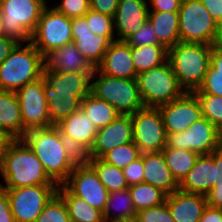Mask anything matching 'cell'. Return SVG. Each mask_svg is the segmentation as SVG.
<instances>
[{"instance_id":"27","label":"cell","mask_w":222,"mask_h":222,"mask_svg":"<svg viewBox=\"0 0 222 222\" xmlns=\"http://www.w3.org/2000/svg\"><path fill=\"white\" fill-rule=\"evenodd\" d=\"M44 94L51 124L56 125L64 118L78 111L81 101L72 93L57 92L44 82Z\"/></svg>"},{"instance_id":"57","label":"cell","mask_w":222,"mask_h":222,"mask_svg":"<svg viewBox=\"0 0 222 222\" xmlns=\"http://www.w3.org/2000/svg\"><path fill=\"white\" fill-rule=\"evenodd\" d=\"M218 26L221 28L222 30V16L221 18L217 21Z\"/></svg>"},{"instance_id":"5","label":"cell","mask_w":222,"mask_h":222,"mask_svg":"<svg viewBox=\"0 0 222 222\" xmlns=\"http://www.w3.org/2000/svg\"><path fill=\"white\" fill-rule=\"evenodd\" d=\"M91 93L108 102L121 115H132L144 107L136 79L111 77L94 68Z\"/></svg>"},{"instance_id":"45","label":"cell","mask_w":222,"mask_h":222,"mask_svg":"<svg viewBox=\"0 0 222 222\" xmlns=\"http://www.w3.org/2000/svg\"><path fill=\"white\" fill-rule=\"evenodd\" d=\"M205 77H222V46L219 43L212 45L210 65Z\"/></svg>"},{"instance_id":"6","label":"cell","mask_w":222,"mask_h":222,"mask_svg":"<svg viewBox=\"0 0 222 222\" xmlns=\"http://www.w3.org/2000/svg\"><path fill=\"white\" fill-rule=\"evenodd\" d=\"M47 0H0V18L7 37L30 42Z\"/></svg>"},{"instance_id":"15","label":"cell","mask_w":222,"mask_h":222,"mask_svg":"<svg viewBox=\"0 0 222 222\" xmlns=\"http://www.w3.org/2000/svg\"><path fill=\"white\" fill-rule=\"evenodd\" d=\"M167 135L184 132L192 123L202 117L201 107L193 92L158 107Z\"/></svg>"},{"instance_id":"7","label":"cell","mask_w":222,"mask_h":222,"mask_svg":"<svg viewBox=\"0 0 222 222\" xmlns=\"http://www.w3.org/2000/svg\"><path fill=\"white\" fill-rule=\"evenodd\" d=\"M178 15L180 42H219L222 30L200 0H182Z\"/></svg>"},{"instance_id":"16","label":"cell","mask_w":222,"mask_h":222,"mask_svg":"<svg viewBox=\"0 0 222 222\" xmlns=\"http://www.w3.org/2000/svg\"><path fill=\"white\" fill-rule=\"evenodd\" d=\"M73 44L93 68L102 61L103 56L115 36H98L92 33L85 17L71 19Z\"/></svg>"},{"instance_id":"42","label":"cell","mask_w":222,"mask_h":222,"mask_svg":"<svg viewBox=\"0 0 222 222\" xmlns=\"http://www.w3.org/2000/svg\"><path fill=\"white\" fill-rule=\"evenodd\" d=\"M135 219L138 222H175L166 202L138 211Z\"/></svg>"},{"instance_id":"44","label":"cell","mask_w":222,"mask_h":222,"mask_svg":"<svg viewBox=\"0 0 222 222\" xmlns=\"http://www.w3.org/2000/svg\"><path fill=\"white\" fill-rule=\"evenodd\" d=\"M143 169L144 166H143L142 154L138 159L134 160L128 166L122 169L128 186L143 183V178H144Z\"/></svg>"},{"instance_id":"9","label":"cell","mask_w":222,"mask_h":222,"mask_svg":"<svg viewBox=\"0 0 222 222\" xmlns=\"http://www.w3.org/2000/svg\"><path fill=\"white\" fill-rule=\"evenodd\" d=\"M71 18L47 5L40 16L30 42L44 56L52 49L73 42Z\"/></svg>"},{"instance_id":"49","label":"cell","mask_w":222,"mask_h":222,"mask_svg":"<svg viewBox=\"0 0 222 222\" xmlns=\"http://www.w3.org/2000/svg\"><path fill=\"white\" fill-rule=\"evenodd\" d=\"M0 222H15L5 190L0 188Z\"/></svg>"},{"instance_id":"33","label":"cell","mask_w":222,"mask_h":222,"mask_svg":"<svg viewBox=\"0 0 222 222\" xmlns=\"http://www.w3.org/2000/svg\"><path fill=\"white\" fill-rule=\"evenodd\" d=\"M166 165L178 183L187 175L194 166L200 154L186 149H173L165 146L161 151Z\"/></svg>"},{"instance_id":"59","label":"cell","mask_w":222,"mask_h":222,"mask_svg":"<svg viewBox=\"0 0 222 222\" xmlns=\"http://www.w3.org/2000/svg\"><path fill=\"white\" fill-rule=\"evenodd\" d=\"M218 43L222 46V35L220 36V40Z\"/></svg>"},{"instance_id":"50","label":"cell","mask_w":222,"mask_h":222,"mask_svg":"<svg viewBox=\"0 0 222 222\" xmlns=\"http://www.w3.org/2000/svg\"><path fill=\"white\" fill-rule=\"evenodd\" d=\"M214 159V180L213 187L222 185V145L213 151Z\"/></svg>"},{"instance_id":"48","label":"cell","mask_w":222,"mask_h":222,"mask_svg":"<svg viewBox=\"0 0 222 222\" xmlns=\"http://www.w3.org/2000/svg\"><path fill=\"white\" fill-rule=\"evenodd\" d=\"M119 0H90V9L114 17Z\"/></svg>"},{"instance_id":"31","label":"cell","mask_w":222,"mask_h":222,"mask_svg":"<svg viewBox=\"0 0 222 222\" xmlns=\"http://www.w3.org/2000/svg\"><path fill=\"white\" fill-rule=\"evenodd\" d=\"M131 58L139 74L165 63L168 59V49L162 44L131 46Z\"/></svg>"},{"instance_id":"34","label":"cell","mask_w":222,"mask_h":222,"mask_svg":"<svg viewBox=\"0 0 222 222\" xmlns=\"http://www.w3.org/2000/svg\"><path fill=\"white\" fill-rule=\"evenodd\" d=\"M136 213L163 204L167 194L161 189L147 183L134 184L128 187Z\"/></svg>"},{"instance_id":"35","label":"cell","mask_w":222,"mask_h":222,"mask_svg":"<svg viewBox=\"0 0 222 222\" xmlns=\"http://www.w3.org/2000/svg\"><path fill=\"white\" fill-rule=\"evenodd\" d=\"M90 165L95 169L99 180L109 193L129 187L121 168L108 164L101 158H92Z\"/></svg>"},{"instance_id":"12","label":"cell","mask_w":222,"mask_h":222,"mask_svg":"<svg viewBox=\"0 0 222 222\" xmlns=\"http://www.w3.org/2000/svg\"><path fill=\"white\" fill-rule=\"evenodd\" d=\"M221 145L222 132L205 117H200L184 132L167 135L166 143L167 147L191 150L200 155L210 154Z\"/></svg>"},{"instance_id":"3","label":"cell","mask_w":222,"mask_h":222,"mask_svg":"<svg viewBox=\"0 0 222 222\" xmlns=\"http://www.w3.org/2000/svg\"><path fill=\"white\" fill-rule=\"evenodd\" d=\"M212 45L179 42L168 49V61L185 92L197 90L203 83Z\"/></svg>"},{"instance_id":"47","label":"cell","mask_w":222,"mask_h":222,"mask_svg":"<svg viewBox=\"0 0 222 222\" xmlns=\"http://www.w3.org/2000/svg\"><path fill=\"white\" fill-rule=\"evenodd\" d=\"M149 11L178 12L182 0H147Z\"/></svg>"},{"instance_id":"51","label":"cell","mask_w":222,"mask_h":222,"mask_svg":"<svg viewBox=\"0 0 222 222\" xmlns=\"http://www.w3.org/2000/svg\"><path fill=\"white\" fill-rule=\"evenodd\" d=\"M18 43L15 39L6 35L0 36V64L8 57Z\"/></svg>"},{"instance_id":"41","label":"cell","mask_w":222,"mask_h":222,"mask_svg":"<svg viewBox=\"0 0 222 222\" xmlns=\"http://www.w3.org/2000/svg\"><path fill=\"white\" fill-rule=\"evenodd\" d=\"M53 8L71 19L84 17L90 10V0H60Z\"/></svg>"},{"instance_id":"20","label":"cell","mask_w":222,"mask_h":222,"mask_svg":"<svg viewBox=\"0 0 222 222\" xmlns=\"http://www.w3.org/2000/svg\"><path fill=\"white\" fill-rule=\"evenodd\" d=\"M165 202L175 222H199L208 206L205 195L179 189L167 195Z\"/></svg>"},{"instance_id":"53","label":"cell","mask_w":222,"mask_h":222,"mask_svg":"<svg viewBox=\"0 0 222 222\" xmlns=\"http://www.w3.org/2000/svg\"><path fill=\"white\" fill-rule=\"evenodd\" d=\"M211 16L218 21L222 16V0H200Z\"/></svg>"},{"instance_id":"13","label":"cell","mask_w":222,"mask_h":222,"mask_svg":"<svg viewBox=\"0 0 222 222\" xmlns=\"http://www.w3.org/2000/svg\"><path fill=\"white\" fill-rule=\"evenodd\" d=\"M23 122V137L34 128L52 127L44 94V79L27 83L16 92Z\"/></svg>"},{"instance_id":"22","label":"cell","mask_w":222,"mask_h":222,"mask_svg":"<svg viewBox=\"0 0 222 222\" xmlns=\"http://www.w3.org/2000/svg\"><path fill=\"white\" fill-rule=\"evenodd\" d=\"M93 72H53L43 68L44 82L57 92L72 93L80 101L91 93Z\"/></svg>"},{"instance_id":"17","label":"cell","mask_w":222,"mask_h":222,"mask_svg":"<svg viewBox=\"0 0 222 222\" xmlns=\"http://www.w3.org/2000/svg\"><path fill=\"white\" fill-rule=\"evenodd\" d=\"M133 142L131 115H119L105 127L99 128L90 150L92 158H101L113 148Z\"/></svg>"},{"instance_id":"38","label":"cell","mask_w":222,"mask_h":222,"mask_svg":"<svg viewBox=\"0 0 222 222\" xmlns=\"http://www.w3.org/2000/svg\"><path fill=\"white\" fill-rule=\"evenodd\" d=\"M60 139L70 163L74 166H86L91 162L90 149L74 138L60 131Z\"/></svg>"},{"instance_id":"32","label":"cell","mask_w":222,"mask_h":222,"mask_svg":"<svg viewBox=\"0 0 222 222\" xmlns=\"http://www.w3.org/2000/svg\"><path fill=\"white\" fill-rule=\"evenodd\" d=\"M80 109L87 114L97 129L107 126L120 115L112 105L92 93L81 100Z\"/></svg>"},{"instance_id":"52","label":"cell","mask_w":222,"mask_h":222,"mask_svg":"<svg viewBox=\"0 0 222 222\" xmlns=\"http://www.w3.org/2000/svg\"><path fill=\"white\" fill-rule=\"evenodd\" d=\"M205 196L208 206L222 209V185L212 187Z\"/></svg>"},{"instance_id":"14","label":"cell","mask_w":222,"mask_h":222,"mask_svg":"<svg viewBox=\"0 0 222 222\" xmlns=\"http://www.w3.org/2000/svg\"><path fill=\"white\" fill-rule=\"evenodd\" d=\"M63 185L73 195L83 199L92 207L104 211L109 192L90 164L74 167Z\"/></svg>"},{"instance_id":"29","label":"cell","mask_w":222,"mask_h":222,"mask_svg":"<svg viewBox=\"0 0 222 222\" xmlns=\"http://www.w3.org/2000/svg\"><path fill=\"white\" fill-rule=\"evenodd\" d=\"M57 194L63 199L71 222H105L101 210L73 195L63 184L58 185Z\"/></svg>"},{"instance_id":"18","label":"cell","mask_w":222,"mask_h":222,"mask_svg":"<svg viewBox=\"0 0 222 222\" xmlns=\"http://www.w3.org/2000/svg\"><path fill=\"white\" fill-rule=\"evenodd\" d=\"M147 0H119L113 17L115 37L125 41L148 20Z\"/></svg>"},{"instance_id":"24","label":"cell","mask_w":222,"mask_h":222,"mask_svg":"<svg viewBox=\"0 0 222 222\" xmlns=\"http://www.w3.org/2000/svg\"><path fill=\"white\" fill-rule=\"evenodd\" d=\"M214 159L213 152L199 155L194 166L179 183V190L206 195L213 187Z\"/></svg>"},{"instance_id":"43","label":"cell","mask_w":222,"mask_h":222,"mask_svg":"<svg viewBox=\"0 0 222 222\" xmlns=\"http://www.w3.org/2000/svg\"><path fill=\"white\" fill-rule=\"evenodd\" d=\"M125 41L130 46H148L160 44L158 42L155 30L148 20L135 33L131 34Z\"/></svg>"},{"instance_id":"36","label":"cell","mask_w":222,"mask_h":222,"mask_svg":"<svg viewBox=\"0 0 222 222\" xmlns=\"http://www.w3.org/2000/svg\"><path fill=\"white\" fill-rule=\"evenodd\" d=\"M193 93L199 101L202 117L208 119L222 132V96L201 94L198 90Z\"/></svg>"},{"instance_id":"23","label":"cell","mask_w":222,"mask_h":222,"mask_svg":"<svg viewBox=\"0 0 222 222\" xmlns=\"http://www.w3.org/2000/svg\"><path fill=\"white\" fill-rule=\"evenodd\" d=\"M143 182L164 191L167 195L179 189V183L166 165L162 152L143 153Z\"/></svg>"},{"instance_id":"46","label":"cell","mask_w":222,"mask_h":222,"mask_svg":"<svg viewBox=\"0 0 222 222\" xmlns=\"http://www.w3.org/2000/svg\"><path fill=\"white\" fill-rule=\"evenodd\" d=\"M197 90L201 94L222 96V77H205Z\"/></svg>"},{"instance_id":"55","label":"cell","mask_w":222,"mask_h":222,"mask_svg":"<svg viewBox=\"0 0 222 222\" xmlns=\"http://www.w3.org/2000/svg\"><path fill=\"white\" fill-rule=\"evenodd\" d=\"M199 222H222V209L207 206Z\"/></svg>"},{"instance_id":"2","label":"cell","mask_w":222,"mask_h":222,"mask_svg":"<svg viewBox=\"0 0 222 222\" xmlns=\"http://www.w3.org/2000/svg\"><path fill=\"white\" fill-rule=\"evenodd\" d=\"M42 163L47 175L57 184H63L74 169L60 139V130L48 128L28 130L22 138Z\"/></svg>"},{"instance_id":"11","label":"cell","mask_w":222,"mask_h":222,"mask_svg":"<svg viewBox=\"0 0 222 222\" xmlns=\"http://www.w3.org/2000/svg\"><path fill=\"white\" fill-rule=\"evenodd\" d=\"M133 142L143 153L161 152L167 143V133L158 108L143 107L131 115Z\"/></svg>"},{"instance_id":"19","label":"cell","mask_w":222,"mask_h":222,"mask_svg":"<svg viewBox=\"0 0 222 222\" xmlns=\"http://www.w3.org/2000/svg\"><path fill=\"white\" fill-rule=\"evenodd\" d=\"M131 58V46L126 41H112L96 69L105 75L136 79L137 72Z\"/></svg>"},{"instance_id":"30","label":"cell","mask_w":222,"mask_h":222,"mask_svg":"<svg viewBox=\"0 0 222 222\" xmlns=\"http://www.w3.org/2000/svg\"><path fill=\"white\" fill-rule=\"evenodd\" d=\"M136 218V211L127 189L109 193L106 207L103 211L105 222H120Z\"/></svg>"},{"instance_id":"56","label":"cell","mask_w":222,"mask_h":222,"mask_svg":"<svg viewBox=\"0 0 222 222\" xmlns=\"http://www.w3.org/2000/svg\"><path fill=\"white\" fill-rule=\"evenodd\" d=\"M3 35H5V33L3 31L2 21H1V18H0V36H3Z\"/></svg>"},{"instance_id":"39","label":"cell","mask_w":222,"mask_h":222,"mask_svg":"<svg viewBox=\"0 0 222 222\" xmlns=\"http://www.w3.org/2000/svg\"><path fill=\"white\" fill-rule=\"evenodd\" d=\"M35 222H71L67 207L57 193L45 205Z\"/></svg>"},{"instance_id":"54","label":"cell","mask_w":222,"mask_h":222,"mask_svg":"<svg viewBox=\"0 0 222 222\" xmlns=\"http://www.w3.org/2000/svg\"><path fill=\"white\" fill-rule=\"evenodd\" d=\"M15 138L7 132L0 131V167Z\"/></svg>"},{"instance_id":"1","label":"cell","mask_w":222,"mask_h":222,"mask_svg":"<svg viewBox=\"0 0 222 222\" xmlns=\"http://www.w3.org/2000/svg\"><path fill=\"white\" fill-rule=\"evenodd\" d=\"M3 179H2V178ZM1 189L56 184L45 172L36 154L23 139H15L0 167Z\"/></svg>"},{"instance_id":"10","label":"cell","mask_w":222,"mask_h":222,"mask_svg":"<svg viewBox=\"0 0 222 222\" xmlns=\"http://www.w3.org/2000/svg\"><path fill=\"white\" fill-rule=\"evenodd\" d=\"M57 184L26 186L6 191L15 222H35L57 193Z\"/></svg>"},{"instance_id":"28","label":"cell","mask_w":222,"mask_h":222,"mask_svg":"<svg viewBox=\"0 0 222 222\" xmlns=\"http://www.w3.org/2000/svg\"><path fill=\"white\" fill-rule=\"evenodd\" d=\"M148 21L155 30L158 42L167 49L180 42L178 12L149 11Z\"/></svg>"},{"instance_id":"8","label":"cell","mask_w":222,"mask_h":222,"mask_svg":"<svg viewBox=\"0 0 222 222\" xmlns=\"http://www.w3.org/2000/svg\"><path fill=\"white\" fill-rule=\"evenodd\" d=\"M136 81L144 107L158 108L185 93L168 60L158 67L140 72Z\"/></svg>"},{"instance_id":"58","label":"cell","mask_w":222,"mask_h":222,"mask_svg":"<svg viewBox=\"0 0 222 222\" xmlns=\"http://www.w3.org/2000/svg\"><path fill=\"white\" fill-rule=\"evenodd\" d=\"M120 222H138V221L136 219H133V220L120 221Z\"/></svg>"},{"instance_id":"37","label":"cell","mask_w":222,"mask_h":222,"mask_svg":"<svg viewBox=\"0 0 222 222\" xmlns=\"http://www.w3.org/2000/svg\"><path fill=\"white\" fill-rule=\"evenodd\" d=\"M140 156L141 152L137 145L134 142H130L113 148L105 153L101 159L108 164L123 169Z\"/></svg>"},{"instance_id":"26","label":"cell","mask_w":222,"mask_h":222,"mask_svg":"<svg viewBox=\"0 0 222 222\" xmlns=\"http://www.w3.org/2000/svg\"><path fill=\"white\" fill-rule=\"evenodd\" d=\"M0 131L23 138L21 108L15 92L0 90Z\"/></svg>"},{"instance_id":"25","label":"cell","mask_w":222,"mask_h":222,"mask_svg":"<svg viewBox=\"0 0 222 222\" xmlns=\"http://www.w3.org/2000/svg\"><path fill=\"white\" fill-rule=\"evenodd\" d=\"M63 134H66L90 150L94 144L97 127L81 109L72 113L67 118L55 125Z\"/></svg>"},{"instance_id":"4","label":"cell","mask_w":222,"mask_h":222,"mask_svg":"<svg viewBox=\"0 0 222 222\" xmlns=\"http://www.w3.org/2000/svg\"><path fill=\"white\" fill-rule=\"evenodd\" d=\"M43 55L31 42L18 43L0 64V90L16 92L42 77Z\"/></svg>"},{"instance_id":"21","label":"cell","mask_w":222,"mask_h":222,"mask_svg":"<svg viewBox=\"0 0 222 222\" xmlns=\"http://www.w3.org/2000/svg\"><path fill=\"white\" fill-rule=\"evenodd\" d=\"M43 62L44 69L53 72H93L94 70L73 43L50 50L43 56Z\"/></svg>"},{"instance_id":"40","label":"cell","mask_w":222,"mask_h":222,"mask_svg":"<svg viewBox=\"0 0 222 222\" xmlns=\"http://www.w3.org/2000/svg\"><path fill=\"white\" fill-rule=\"evenodd\" d=\"M84 17L92 31L98 36H115L113 17L90 9Z\"/></svg>"}]
</instances>
